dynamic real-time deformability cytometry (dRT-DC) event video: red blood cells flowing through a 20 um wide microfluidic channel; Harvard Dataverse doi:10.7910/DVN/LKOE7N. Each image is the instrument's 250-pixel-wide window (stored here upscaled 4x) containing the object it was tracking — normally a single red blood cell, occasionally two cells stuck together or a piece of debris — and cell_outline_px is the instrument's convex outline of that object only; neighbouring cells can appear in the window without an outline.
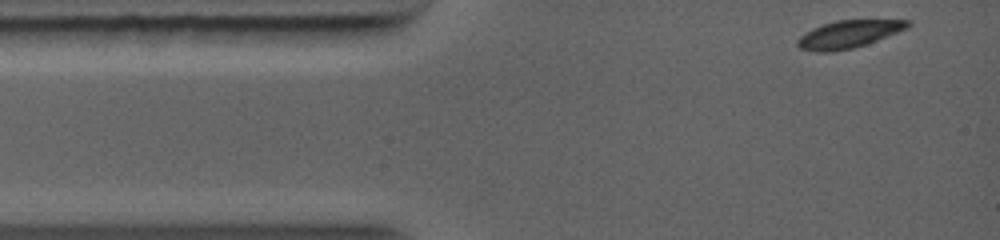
{"species": "common noctule bat (a hibernating species)", "species_latin": "Nyctalus noctula", "temperature_condition": "warm", "stored_images_in_passage": 43, "camera_frame_rate_fps": 5000, "um_per_image_px": 0.085, "animal": {"sex": "female", "body_mass_g": 19.0, "forearm_length_mm": 56.7}, "frame": {"image": 1, "passage_image": 1, "time_ms": 0.0, "image_size_px": [1000, 240], "cell_outline_px": [[912, 24], [908, 28], [876, 40], [852, 48], [832, 52], [816, 52], [800, 48], [796, 44], [796, 40], [804, 32], [812, 28], [836, 20], [912, 20]], "centroid_in_image_um": [72.11, 2.9], "position_along_channel_um": 12.9, "area_um2": 17.63}}
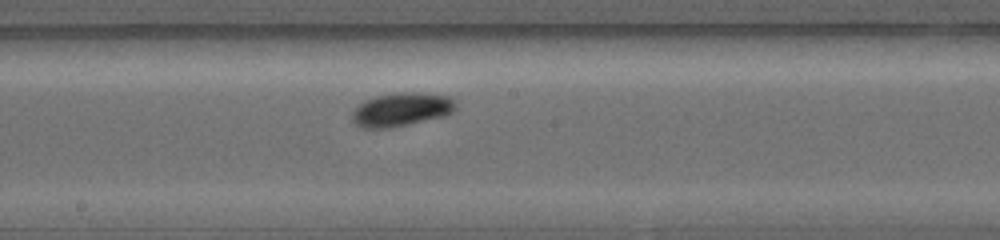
{"frame": {"image": 2, "passage_image": 26, "time_ms": 5.4, "image_size_px": [1000, 240], "cell_outline_px": [[456, 108], [452, 112], [444, 116], [392, 128], [364, 128], [356, 124], [352, 120], [352, 112], [364, 100], [376, 96], [400, 92], [416, 92], [448, 96], [456, 100]], "centroid_in_image_um": [34.13, 9.31], "position_along_channel_um": 214.1, "area_um2": 20.29}}
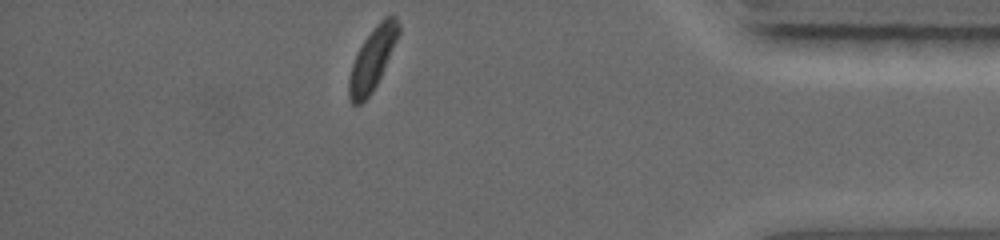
{"frame": {"image": 3, "passage_image": 43, "time_ms": 10.2, "image_size_px": [1000, 240], "cell_outline_px": [[400, 32], [380, 76], [372, 92], [360, 104], [352, 104], [348, 96], [348, 80], [352, 64], [364, 40], [376, 24], [384, 16], [396, 16], [400, 24]], "centroid_in_image_um": [31.65, 4.99], "position_along_channel_um": 403.6, "area_um2": 17.57}}